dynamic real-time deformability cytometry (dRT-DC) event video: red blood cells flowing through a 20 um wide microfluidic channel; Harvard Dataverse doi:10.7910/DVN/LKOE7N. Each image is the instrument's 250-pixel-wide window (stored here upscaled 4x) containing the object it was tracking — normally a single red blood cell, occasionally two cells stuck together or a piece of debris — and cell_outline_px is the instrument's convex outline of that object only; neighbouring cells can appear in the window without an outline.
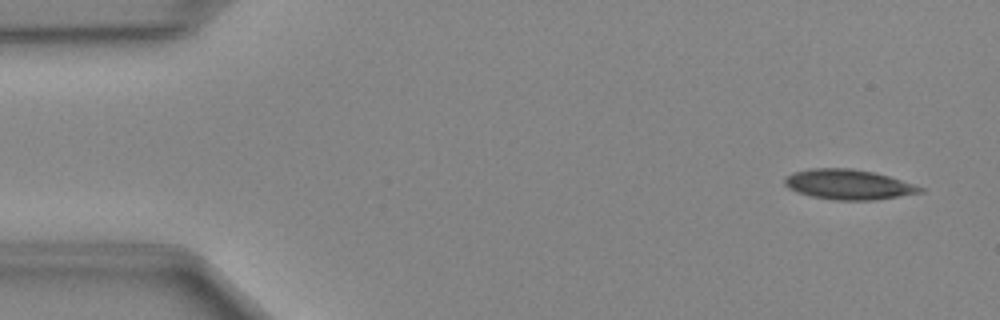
{"species": "Egyptian fruit bat (a non-hibernating species)", "species_latin": "Rousettus aegyptiacus", "temperature_condition": "cold", "stored_images_in_passage": 48, "camera_frame_rate_fps": 3000, "um_per_image_px": 0.085, "animal": {"sex": "female"}, "frame": {"image": 1, "passage_image": 3, "time_ms": 0.667, "image_size_px": [1000, 320], "cell_outline_px": [[924, 192], [872, 200], [832, 200], [812, 196], [796, 192], [788, 188], [784, 184], [784, 180], [792, 172], [808, 168], [852, 168], [872, 172], [888, 176], [924, 188]], "centroid_in_image_um": [72.06, 15.68], "position_along_channel_um": 12.9, "area_um2": 23.58}}
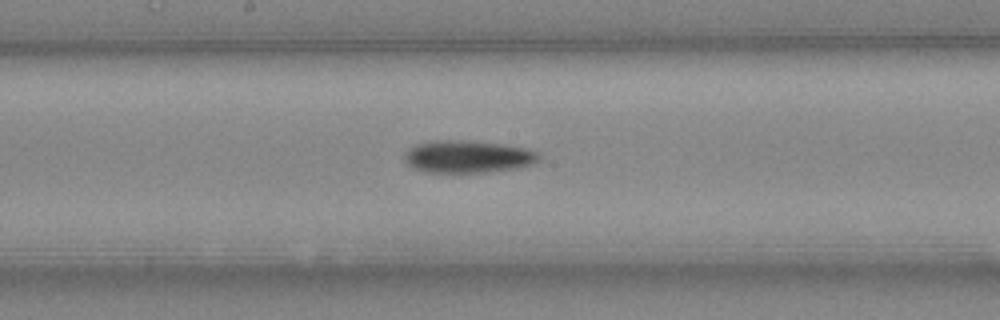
{"frame": {"image": 2, "passage_image": 25, "time_ms": 8.0, "image_size_px": [1000, 320], "cell_outline_px": [[540, 160], [532, 164], [520, 168], [484, 172], [424, 172], [412, 168], [404, 160], [404, 156], [416, 144], [436, 140], [460, 140], [500, 144], [524, 148], [540, 152]], "centroid_in_image_um": [39.79, 13.32], "position_along_channel_um": 208.4, "area_um2": 25.26}}
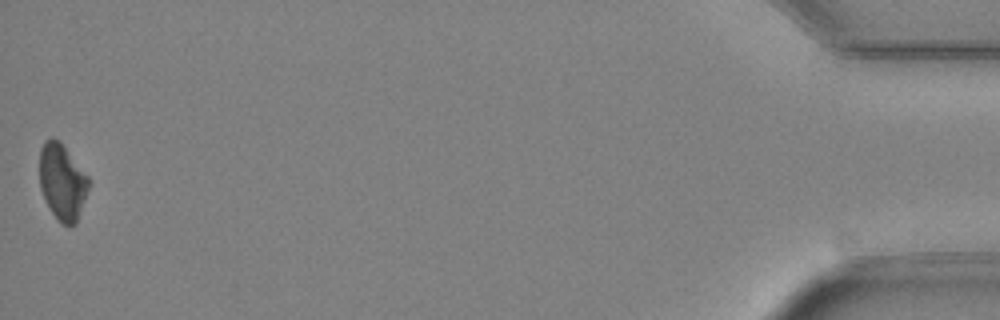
{"frame": {"image": 3, "passage_image": 48, "time_ms": 15.667, "image_size_px": [1000, 320], "cell_outline_px": [[88, 188], [76, 224], [60, 224], [56, 220], [40, 188], [40, 148], [44, 140], [52, 136], [60, 140], [88, 176]], "centroid_in_image_um": [5.27, 15.41], "position_along_channel_um": 429.9, "area_um2": 21.68}}